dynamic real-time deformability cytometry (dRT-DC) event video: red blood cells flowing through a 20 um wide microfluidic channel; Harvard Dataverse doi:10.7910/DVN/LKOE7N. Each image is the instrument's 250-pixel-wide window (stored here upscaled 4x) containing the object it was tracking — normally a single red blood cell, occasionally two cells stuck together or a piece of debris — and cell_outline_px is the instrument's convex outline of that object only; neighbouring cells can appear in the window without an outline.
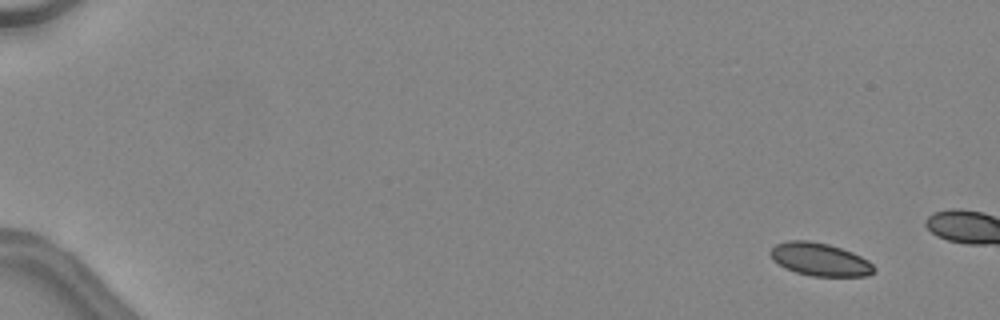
{"species": "common noctule bat (a hibernating species)", "species_latin": "Nyctalus noctula", "temperature_condition": "warm", "stored_images_in_passage": 12, "camera_frame_rate_fps": 3000, "um_per_image_px": 0.085, "animal": {"sex": "female", "body_mass_g": 24.6, "forearm_length_mm": 56.2}, "frame": {"image": 1, "passage_image": 1, "time_ms": 0.0, "image_size_px": [1000, 320], "cell_outline_px": [[876, 268], [868, 276], [812, 276], [796, 272], [784, 268], [772, 260], [768, 252], [776, 244], [788, 240], [808, 240], [828, 244], [852, 252], [868, 260]], "centroid_in_image_um": [69.65, 22.05], "position_along_channel_um": 15.3, "area_um2": 19.94}}